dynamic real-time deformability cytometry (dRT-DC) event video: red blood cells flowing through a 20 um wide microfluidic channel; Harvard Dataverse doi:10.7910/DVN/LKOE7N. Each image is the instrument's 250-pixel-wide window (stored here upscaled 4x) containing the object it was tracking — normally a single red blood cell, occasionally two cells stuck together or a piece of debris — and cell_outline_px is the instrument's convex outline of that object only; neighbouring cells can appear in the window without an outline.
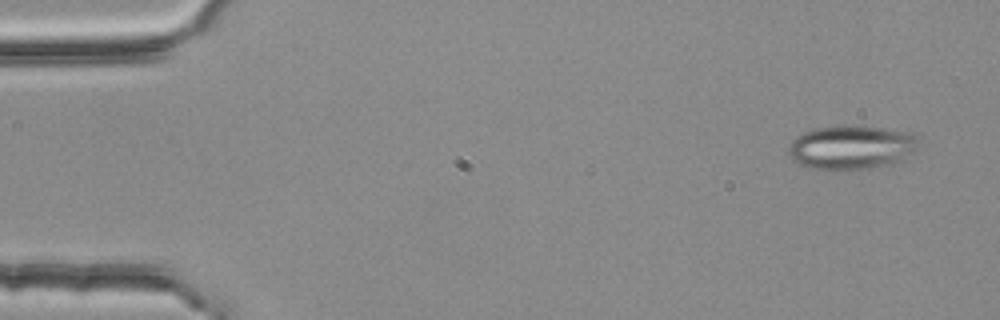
{"species": "common noctule bat (a hibernating species)", "species_latin": "Nyctalus noctula", "temperature_condition": "room temperature", "stored_images_in_passage": 4, "segment_of_instrument_passage": [1, 2], "camera_frame_rate_fps": 3000, "um_per_image_px": 0.085, "animal": {"sex": "female", "body_mass_g": 25.1}, "frame": {"image": 1, "passage_image": 1, "time_ms": 0.0, "image_size_px": [1000, 320], "cell_outline_px": [[920, 140], [916, 148], [912, 152], [896, 164], [844, 172], [828, 172], [808, 168], [792, 160], [788, 156], [788, 148], [792, 140], [796, 136], [804, 132], [816, 128], [836, 124], [880, 128], [912, 132]], "centroid_in_image_um": [72.32, 12.56], "position_along_channel_um": 12.7, "area_um2": 34.51}}